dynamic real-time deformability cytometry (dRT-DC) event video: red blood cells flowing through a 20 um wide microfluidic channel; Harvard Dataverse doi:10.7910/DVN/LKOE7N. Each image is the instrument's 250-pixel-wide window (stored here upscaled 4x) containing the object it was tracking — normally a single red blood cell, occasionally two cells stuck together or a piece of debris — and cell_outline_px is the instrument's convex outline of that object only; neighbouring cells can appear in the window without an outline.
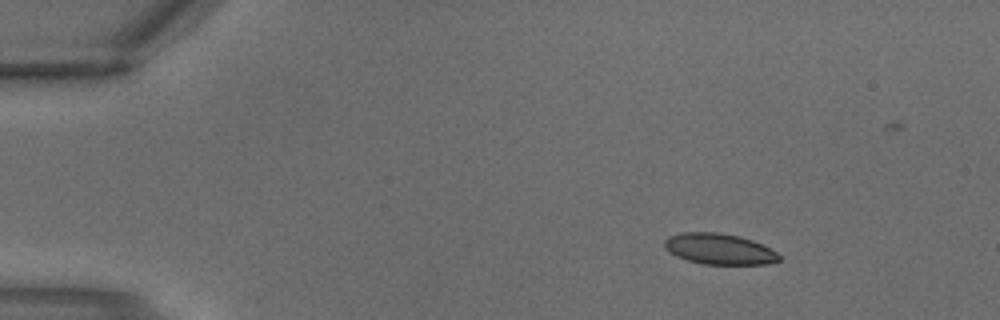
{"species": "common noctule bat (a hibernating species)", "species_latin": "Nyctalus noctula", "temperature_condition": "warm", "stored_images_in_passage": 3, "segment_of_instrument_passage": [1, 2], "camera_frame_rate_fps": 3000, "um_per_image_px": 0.085, "animal": {"sex": "male", "body_mass_g": 18.8}, "frame": {"image": 1, "passage_image": 1, "time_ms": 0.0, "image_size_px": [1000, 320], "cell_outline_px": [[780, 260], [768, 264], [704, 264], [688, 260], [676, 256], [664, 248], [664, 240], [668, 236], [680, 232], [716, 232], [740, 236], [764, 244], [776, 252], [780, 256]], "centroid_in_image_um": [61.13, 21.15], "position_along_channel_um": 23.9, "area_um2": 20.75}}